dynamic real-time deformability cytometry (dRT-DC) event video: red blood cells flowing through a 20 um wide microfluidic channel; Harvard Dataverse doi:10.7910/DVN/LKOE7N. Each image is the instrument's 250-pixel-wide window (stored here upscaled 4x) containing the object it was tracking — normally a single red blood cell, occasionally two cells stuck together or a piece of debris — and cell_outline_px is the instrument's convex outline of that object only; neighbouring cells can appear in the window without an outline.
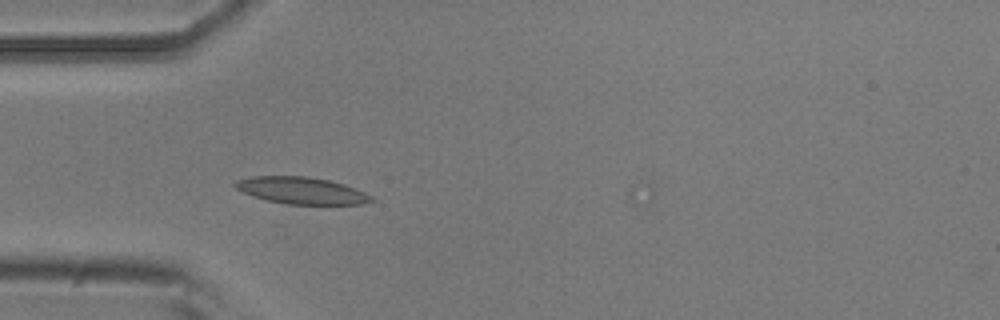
{"species": "common noctule bat (a hibernating species)", "species_latin": "Nyctalus noctula", "temperature_condition": "room temperature", "stored_images_in_passage": 4, "camera_frame_rate_fps": 3000, "um_per_image_px": 0.085, "animal": {"sex": "male", "body_mass_g": 20.5, "forearm_length_mm": 52.5}, "frame": {"image": 1, "passage_image": 4, "time_ms": 1.0, "image_size_px": [1000, 320], "cell_outline_px": [[376, 200], [364, 204], [288, 204], [268, 200], [252, 196], [236, 188], [232, 184], [236, 180], [252, 176], [308, 176], [328, 180], [344, 184], [364, 192], [372, 196]], "centroid_in_image_um": [25.63, 16.19], "position_along_channel_um": 59.4, "area_um2": 21.27}}